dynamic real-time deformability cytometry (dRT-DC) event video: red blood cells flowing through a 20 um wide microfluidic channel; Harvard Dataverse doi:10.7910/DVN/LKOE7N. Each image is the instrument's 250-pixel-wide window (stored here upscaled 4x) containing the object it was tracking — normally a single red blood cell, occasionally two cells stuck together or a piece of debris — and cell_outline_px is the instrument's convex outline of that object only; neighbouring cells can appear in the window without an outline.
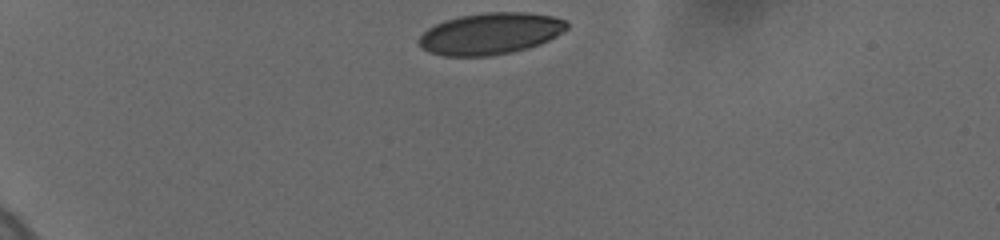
{"species": "human", "species_latin": "Homo sapiens", "temperature_condition": "cold", "stored_images_in_passage": 9, "camera_frame_rate_fps": 3000, "um_per_image_px": 0.085, "donor": {"sex": "female"}, "frame": {"image": 1, "passage_image": 1, "time_ms": 0.0, "image_size_px": [1000, 240], "cell_outline_px": [[568, 28], [556, 36], [540, 44], [528, 48], [512, 52], [488, 56], [444, 56], [428, 52], [420, 48], [416, 40], [428, 28], [444, 20], [460, 16], [484, 12], [528, 12], [552, 16], [564, 20], [568, 24]], "centroid_in_image_um": [41.65, 2.86], "position_along_channel_um": 43.4, "area_um2": 36.07}}
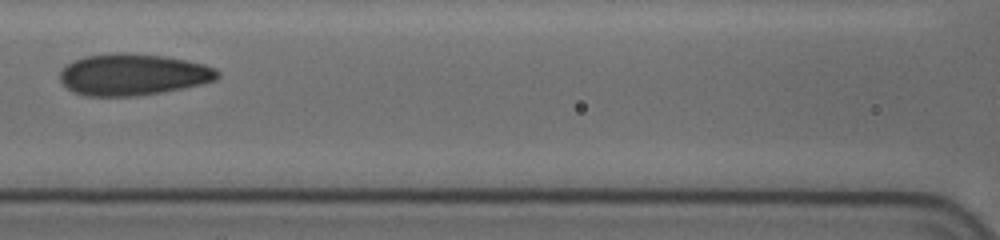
{"frame": {"image": 2, "passage_image": 6, "time_ms": 4.667, "image_size_px": [1000, 240], "cell_outline_px": [[220, 76], [216, 80], [184, 88], [136, 96], [84, 96], [72, 92], [60, 80], [60, 72], [68, 64], [84, 56], [116, 52], [128, 52], [164, 56], [188, 60], [204, 64], [216, 68], [220, 72]], "centroid_in_image_um": [11.33, 6.33], "position_along_channel_um": 155.3, "area_um2": 38.38}}
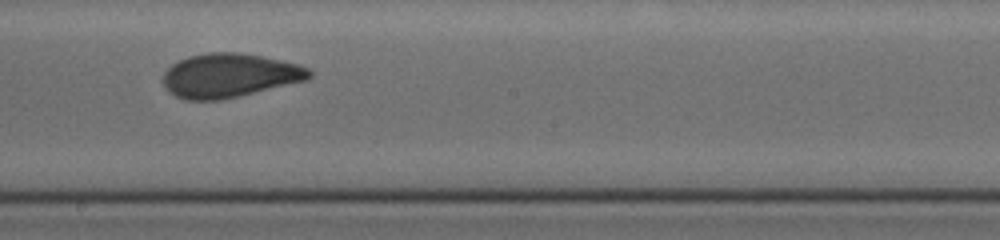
{"frame": {"image": 3, "passage_image": 8, "time_ms": 6.667, "image_size_px": [1000, 240], "cell_outline_px": [[312, 76], [308, 80], [240, 96], [220, 100], [184, 100], [168, 92], [164, 88], [160, 80], [164, 72], [172, 64], [188, 56], [208, 52], [236, 52], [260, 56], [300, 64], [308, 68], [312, 72]], "centroid_in_image_um": [19.48, 6.42], "position_along_channel_um": 228.7, "area_um2": 37.86}}